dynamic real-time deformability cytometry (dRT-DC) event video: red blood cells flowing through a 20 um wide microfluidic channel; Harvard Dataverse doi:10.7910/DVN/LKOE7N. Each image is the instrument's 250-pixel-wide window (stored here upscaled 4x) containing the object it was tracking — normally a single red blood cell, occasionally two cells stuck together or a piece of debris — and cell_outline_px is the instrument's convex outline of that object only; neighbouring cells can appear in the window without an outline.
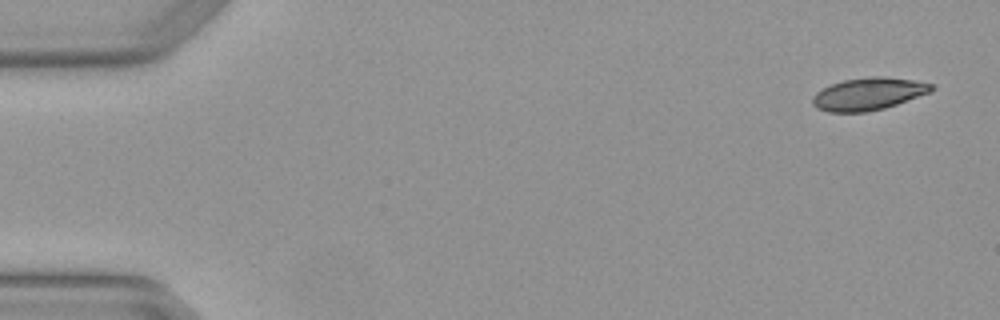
{"species": "Egyptian fruit bat (a non-hibernating species)", "species_latin": "Rousettus aegyptiacus", "temperature_condition": "warm", "stored_images_in_passage": 4, "camera_frame_rate_fps": 3000, "um_per_image_px": 0.085, "animal": {"sex": "female"}, "frame": {"image": 1, "passage_image": 1, "time_ms": 0.0, "image_size_px": [1000, 320], "cell_outline_px": [[936, 88], [932, 92], [884, 108], [868, 112], [828, 112], [816, 108], [812, 104], [812, 96], [816, 92], [832, 84], [844, 80], [872, 76], [880, 76], [916, 80], [936, 84]], "centroid_in_image_um": [73.86, 7.98], "position_along_channel_um": 11.1, "area_um2": 22.66}}
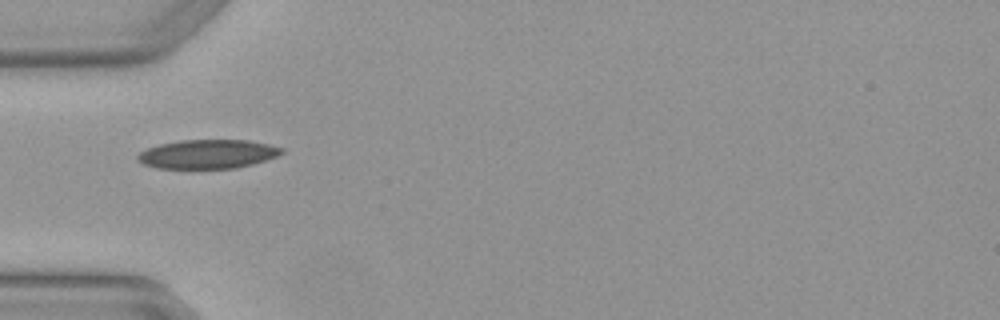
{"frame": {"image": 2, "passage_image": 4, "time_ms": 1.0, "image_size_px": [1000, 320], "cell_outline_px": [[284, 152], [276, 156], [252, 164], [236, 168], [156, 168], [144, 164], [136, 160], [136, 156], [140, 152], [148, 148], [160, 144], [180, 140], [248, 140], [268, 144], [284, 148]], "centroid_in_image_um": [17.64, 13.09], "position_along_channel_um": 67.4, "area_um2": 24.22}}